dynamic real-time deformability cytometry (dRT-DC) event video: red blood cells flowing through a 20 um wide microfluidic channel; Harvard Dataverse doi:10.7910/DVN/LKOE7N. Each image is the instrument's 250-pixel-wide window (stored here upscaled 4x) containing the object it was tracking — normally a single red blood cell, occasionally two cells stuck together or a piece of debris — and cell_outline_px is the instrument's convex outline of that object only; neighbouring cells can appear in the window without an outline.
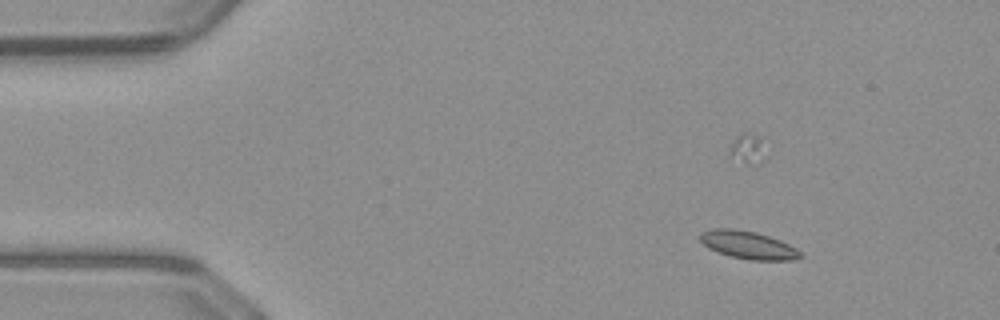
{"species": "common noctule bat (a hibernating species)", "species_latin": "Nyctalus noctula", "temperature_condition": "warm", "stored_images_in_passage": 49, "camera_frame_rate_fps": 3000, "um_per_image_px": 0.085, "animal": {"sex": "male", "body_mass_g": 23.1, "forearm_length_mm": 52.7}, "frame": {"image": 1, "passage_image": 4, "time_ms": 1.0, "image_size_px": [1000, 320], "cell_outline_px": [[804, 256], [792, 260], [748, 260], [716, 252], [708, 248], [700, 240], [700, 232], [712, 228], [732, 228], [756, 232], [780, 240], [796, 248]], "centroid_in_image_um": [63.57, 20.82], "position_along_channel_um": 21.4, "area_um2": 16.3}}
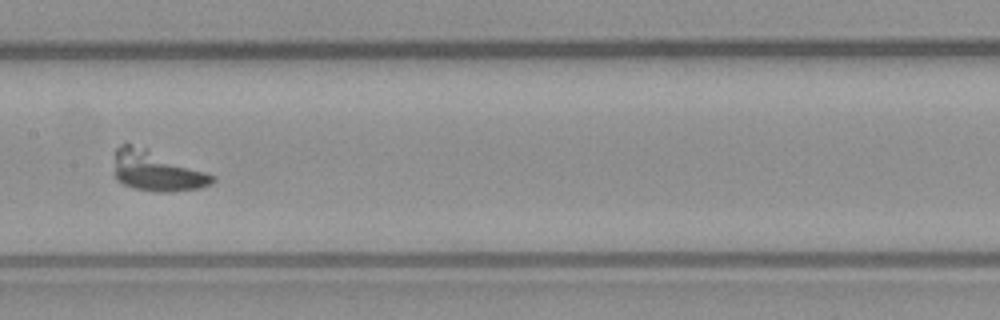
{"frame": {"image": 2, "passage_image": 23, "time_ms": 7.333, "image_size_px": [1000, 320], "cell_outline_px": [[216, 180], [212, 184], [200, 188], [172, 192], [156, 192], [132, 188], [116, 180], [116, 148], [120, 144], [132, 144], [148, 148], [216, 176]], "centroid_in_image_um": [13.35, 14.54], "position_along_channel_um": 194.1, "area_um2": 23.06}}
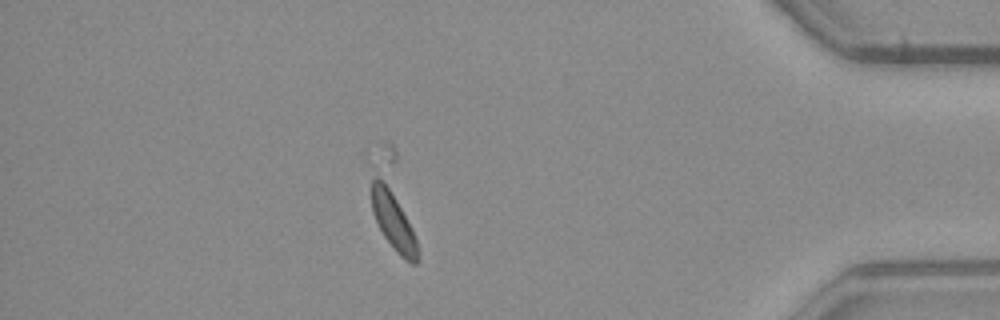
{"frame": {"image": 3, "passage_image": 42, "time_ms": 13.667, "image_size_px": [1000, 320], "cell_outline_px": [[416, 264], [412, 264], [404, 260], [396, 252], [384, 236], [372, 212], [372, 180], [376, 176], [388, 188], [396, 200], [412, 228], [416, 240]], "centroid_in_image_um": [33.42, 18.86], "position_along_channel_um": 401.8, "area_um2": 14.51}}